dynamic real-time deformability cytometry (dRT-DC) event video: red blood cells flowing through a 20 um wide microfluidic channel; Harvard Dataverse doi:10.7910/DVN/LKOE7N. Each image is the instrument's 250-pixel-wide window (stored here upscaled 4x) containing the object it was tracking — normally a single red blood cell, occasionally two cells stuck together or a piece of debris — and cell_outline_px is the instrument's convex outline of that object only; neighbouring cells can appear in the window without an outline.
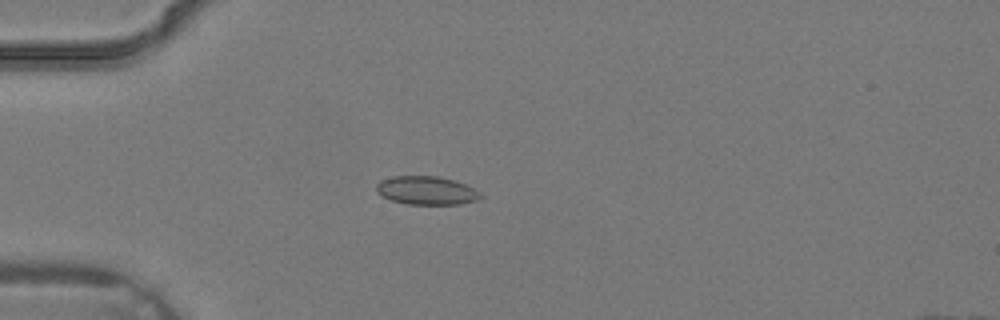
{"species": "common noctule bat (a hibernating species)", "species_latin": "Nyctalus noctula", "temperature_condition": "warm", "stored_images_in_passage": 2, "camera_frame_rate_fps": 3000, "um_per_image_px": 0.085, "animal": {"sex": "male", "body_mass_g": 19.2, "forearm_length_mm": 51.8}, "frame": {"image": 1, "passage_image": 2, "time_ms": 0.333, "image_size_px": [1000, 320], "cell_outline_px": [[484, 196], [476, 200], [460, 204], [408, 204], [392, 200], [380, 196], [376, 192], [376, 184], [380, 180], [392, 176], [436, 176], [452, 180], [464, 184], [480, 192]], "centroid_in_image_um": [36.21, 16.19], "position_along_channel_um": 48.8, "area_um2": 17.22}}